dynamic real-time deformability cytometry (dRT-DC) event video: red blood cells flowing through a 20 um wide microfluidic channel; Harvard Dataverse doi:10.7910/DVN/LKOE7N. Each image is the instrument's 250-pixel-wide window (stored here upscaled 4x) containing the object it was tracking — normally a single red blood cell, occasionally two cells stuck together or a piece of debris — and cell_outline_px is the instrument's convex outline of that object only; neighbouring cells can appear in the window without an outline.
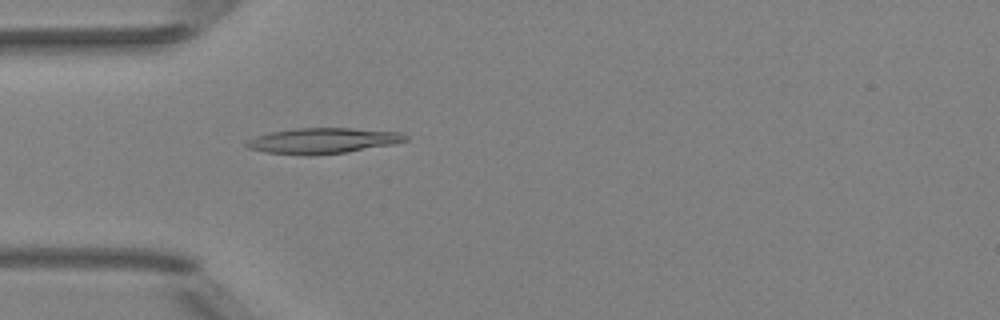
{"species": "Egyptian fruit bat (a non-hibernating species)", "species_latin": "Rousettus aegyptiacus", "temperature_condition": "room temperature", "stored_images_in_passage": 4, "camera_frame_rate_fps": 3000, "um_per_image_px": 0.085, "animal": {"sex": "female"}, "frame": {"image": 1, "passage_image": 4, "time_ms": 3.333, "image_size_px": [1000, 320], "cell_outline_px": [[408, 140], [392, 144], [348, 152], [312, 156], [304, 156], [268, 152], [248, 148], [244, 144], [248, 140], [256, 136], [272, 132], [296, 128], [352, 128], [400, 132], [408, 136]], "centroid_in_image_um": [27.45, 11.97], "position_along_channel_um": 57.5, "area_um2": 23.76}}